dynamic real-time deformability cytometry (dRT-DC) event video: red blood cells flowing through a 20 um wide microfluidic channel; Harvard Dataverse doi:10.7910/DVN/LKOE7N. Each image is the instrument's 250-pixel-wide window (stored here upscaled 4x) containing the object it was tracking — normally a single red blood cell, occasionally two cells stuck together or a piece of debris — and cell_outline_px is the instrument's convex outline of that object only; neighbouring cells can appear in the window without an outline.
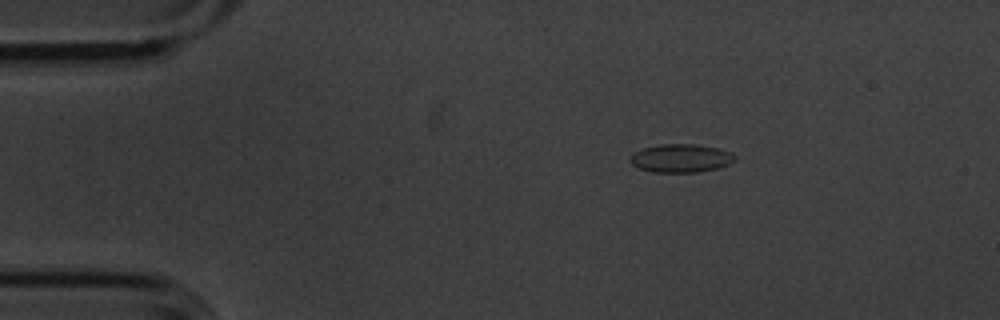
{"species": "common noctule bat (a hibernating species)", "species_latin": "Nyctalus noctula", "temperature_condition": "cold", "stored_images_in_passage": 4, "camera_frame_rate_fps": 3000, "um_per_image_px": 0.085, "animal": {"sex": "male", "body_mass_g": 20.1, "forearm_length_mm": 53.5}, "frame": {"image": 1, "passage_image": 2, "time_ms": 0.333, "image_size_px": [1000, 320], "cell_outline_px": [[736, 160], [728, 164], [716, 168], [696, 172], [652, 172], [640, 168], [632, 164], [632, 156], [636, 152], [644, 148], [660, 144], [696, 144], [716, 148], [732, 152], [736, 156]], "centroid_in_image_um": [57.92, 13.44], "position_along_channel_um": 27.1, "area_um2": 16.99}}
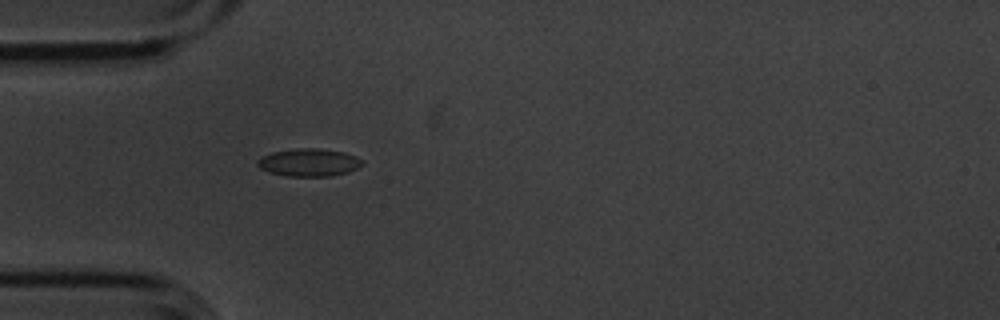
{"frame": {"image": 2, "passage_image": 4, "time_ms": 1.0, "image_size_px": [1000, 320], "cell_outline_px": [[364, 164], [348, 172], [332, 176], [288, 176], [268, 172], [260, 168], [256, 164], [256, 160], [260, 156], [272, 152], [296, 148], [320, 148], [344, 152], [356, 156], [364, 160]], "centroid_in_image_um": [26.25, 13.8], "position_along_channel_um": 58.8, "area_um2": 17.17}}